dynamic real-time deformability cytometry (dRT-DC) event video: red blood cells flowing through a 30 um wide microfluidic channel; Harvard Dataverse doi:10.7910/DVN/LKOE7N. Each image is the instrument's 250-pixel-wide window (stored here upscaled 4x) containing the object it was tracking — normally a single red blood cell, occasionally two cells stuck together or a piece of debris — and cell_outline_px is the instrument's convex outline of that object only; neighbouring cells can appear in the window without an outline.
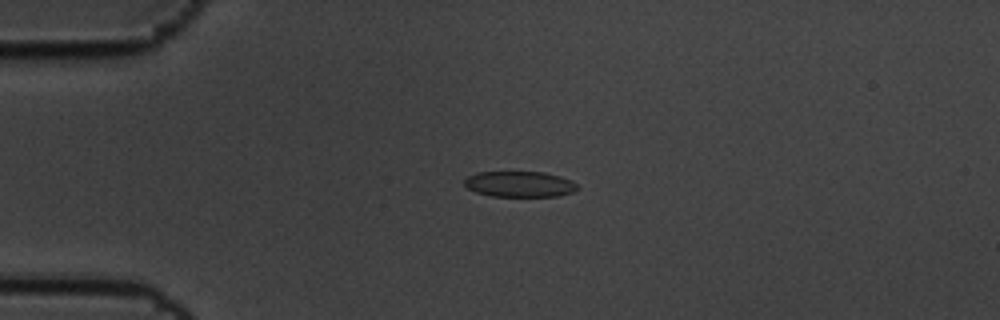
{"species": "common noctule bat (a hibernating species)", "species_latin": "Nyctalus noctula", "temperature_condition": "cold", "stored_images_in_passage": 4, "camera_frame_rate_fps": 3000, "um_per_image_px": 0.085, "animal": {"sex": "male", "body_mass_g": 19.5, "forearm_length_mm": 54.6}, "frame": {"image": 1, "passage_image": 3, "time_ms": 0.667, "image_size_px": [1000, 320], "cell_outline_px": [[576, 188], [572, 192], [556, 196], [492, 196], [476, 192], [468, 188], [464, 184], [464, 180], [468, 176], [476, 172], [544, 172], [560, 176], [572, 180], [576, 184]], "centroid_in_image_um": [44.14, 15.64], "position_along_channel_um": 40.9, "area_um2": 16.82}}